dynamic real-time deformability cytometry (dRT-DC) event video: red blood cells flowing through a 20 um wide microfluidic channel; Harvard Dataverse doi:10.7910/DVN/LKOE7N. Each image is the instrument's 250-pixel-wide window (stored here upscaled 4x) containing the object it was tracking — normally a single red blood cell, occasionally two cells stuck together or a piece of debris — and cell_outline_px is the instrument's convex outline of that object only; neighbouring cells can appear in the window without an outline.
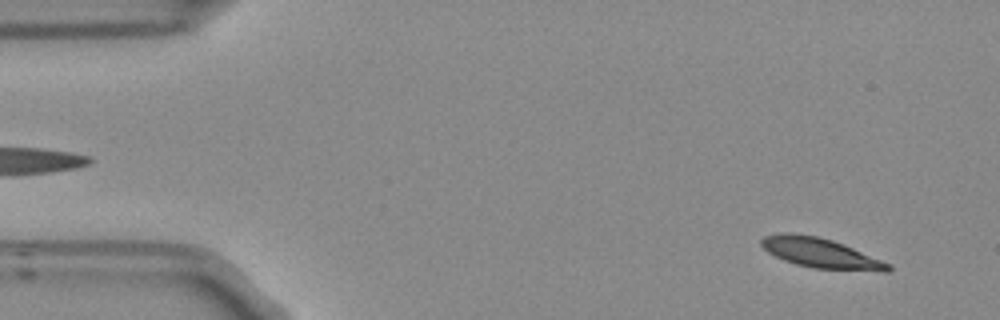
{"species": "Egyptian fruit bat (a non-hibernating species)", "species_latin": "Rousettus aegyptiacus", "temperature_condition": "room temperature", "stored_images_in_passage": 53, "camera_frame_rate_fps": 3000, "um_per_image_px": 0.085, "frame": {"image": 1, "passage_image": 3, "time_ms": 0.667, "image_size_px": [1000, 320], "cell_outline_px": [[892, 268], [888, 272], [884, 272], [812, 268], [796, 264], [784, 260], [768, 252], [760, 244], [760, 240], [764, 236], [780, 232], [788, 232], [816, 236], [832, 240], [892, 264]], "centroid_in_image_um": [69.76, 21.52], "position_along_channel_um": 15.2, "area_um2": 22.08}}
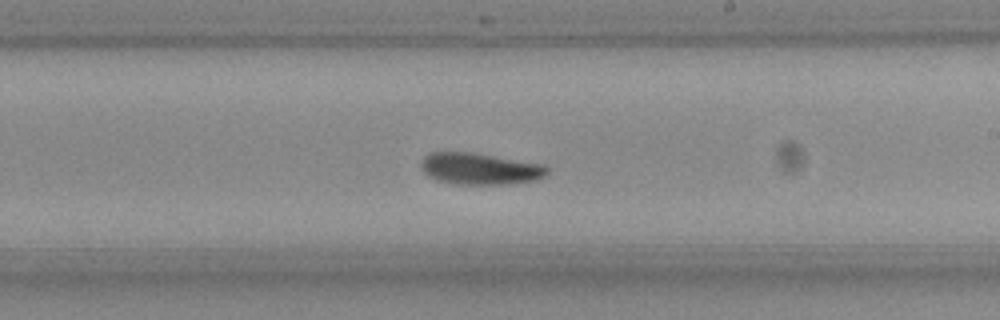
{"frame": {"image": 2, "passage_image": 30, "time_ms": 9.667, "image_size_px": [1000, 320], "cell_outline_px": [[548, 172], [544, 176], [536, 180], [504, 184], [456, 184], [436, 180], [428, 176], [420, 168], [420, 164], [424, 156], [432, 152], [472, 152], [544, 164], [548, 168]], "centroid_in_image_um": [40.77, 14.34], "position_along_channel_um": 248.2, "area_um2": 23.29}}
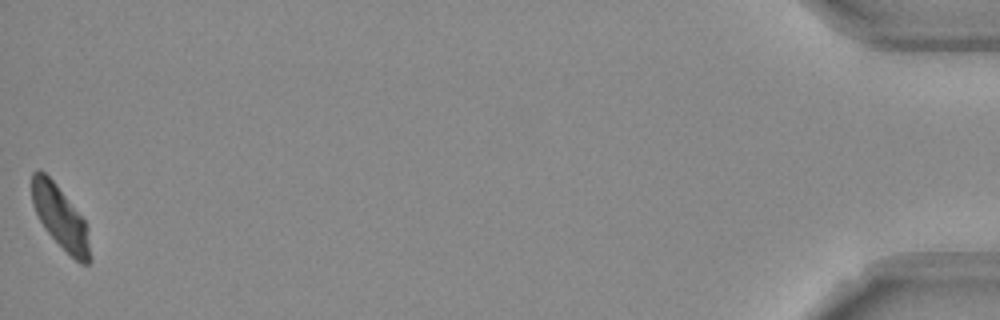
{"frame": {"image": 3, "passage_image": 53, "time_ms": 17.333, "image_size_px": [1000, 320], "cell_outline_px": [[92, 260], [88, 264], [80, 264], [44, 228], [32, 204], [32, 172], [44, 172], [56, 184], [84, 220], [88, 228]], "centroid_in_image_um": [5.16, 18.52], "position_along_channel_um": 430.0, "area_um2": 20.81}, "authors_computed_cell_mechanics": {"area_um2": 22.6576, "velocity_mm_per_s": 3.7, "shape_relaxation_time_tau1_ms": 5.0574, "shape_relaxation_time_tau2_ms": null, "deformation_change_tau1": 0.132, "deformation_change_tau2": null}}